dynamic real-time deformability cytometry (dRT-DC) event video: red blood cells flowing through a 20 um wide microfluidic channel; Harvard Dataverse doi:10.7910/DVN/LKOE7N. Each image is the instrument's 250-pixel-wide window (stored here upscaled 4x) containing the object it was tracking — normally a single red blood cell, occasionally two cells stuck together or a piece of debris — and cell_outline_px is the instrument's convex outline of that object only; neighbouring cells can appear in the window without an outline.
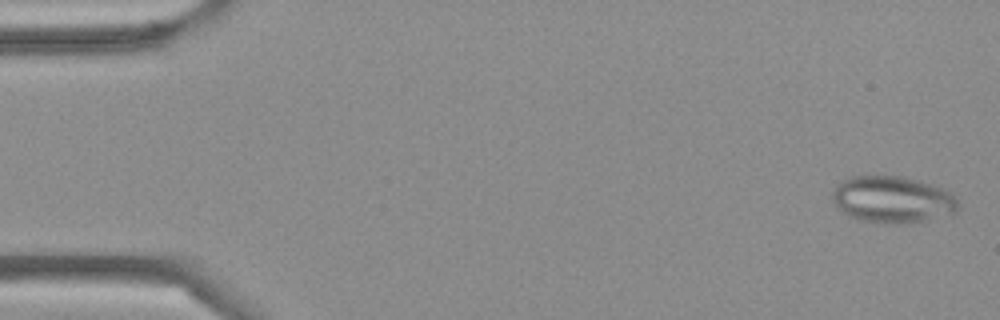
{"species": "Egyptian fruit bat (a non-hibernating species)", "species_latin": "Rousettus aegyptiacus", "temperature_condition": "cold", "stored_images_in_passage": 4, "camera_frame_rate_fps": 3000, "um_per_image_px": 0.085, "frame": {"image": 1, "passage_image": 1, "time_ms": 0.0, "image_size_px": [1000, 320], "cell_outline_px": [[956, 212], [924, 220], [900, 224], [884, 224], [860, 220], [836, 208], [832, 200], [832, 192], [836, 184], [840, 180], [852, 176], [904, 176], [944, 188], [952, 192], [956, 200]], "centroid_in_image_um": [75.81, 16.95], "position_along_channel_um": 9.2, "area_um2": 34.33}}